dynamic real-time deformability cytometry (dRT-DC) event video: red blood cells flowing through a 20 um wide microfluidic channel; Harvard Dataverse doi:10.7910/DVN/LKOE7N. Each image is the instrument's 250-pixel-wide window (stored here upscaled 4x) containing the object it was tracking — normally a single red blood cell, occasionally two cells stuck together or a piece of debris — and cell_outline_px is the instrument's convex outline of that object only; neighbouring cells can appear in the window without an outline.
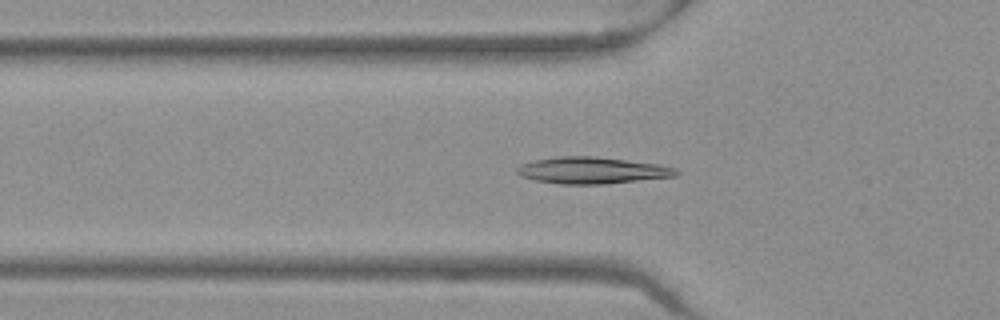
{"species": "Egyptian fruit bat (a non-hibernating species)", "species_latin": "Rousettus aegyptiacus", "temperature_condition": "warm", "stored_images_in_passage": 45, "camera_frame_rate_fps": 3000, "um_per_image_px": 0.085, "frame": {"image": 1, "passage_image": 11, "time_ms": 3.333, "image_size_px": [1000, 320], "cell_outline_px": [[680, 172], [676, 176], [604, 184], [560, 184], [536, 180], [520, 176], [516, 172], [516, 168], [520, 164], [532, 160], [556, 156], [596, 156], [656, 164], [676, 168]], "centroid_in_image_um": [50.28, 14.48], "position_along_channel_um": 75.5, "area_um2": 24.74}}
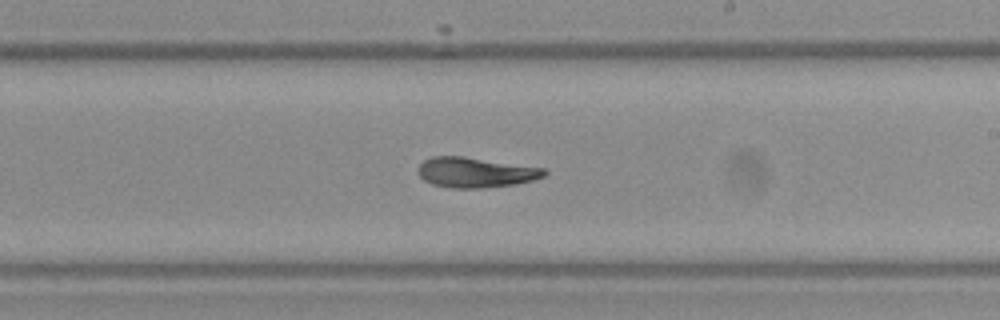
{"frame": {"image": 2, "passage_image": 24, "time_ms": 7.667, "image_size_px": [1000, 320], "cell_outline_px": [[548, 172], [544, 176], [532, 180], [512, 184], [480, 188], [452, 188], [432, 184], [424, 180], [416, 172], [416, 168], [424, 160], [432, 156], [464, 156], [544, 168]], "centroid_in_image_um": [40.36, 14.64], "position_along_channel_um": 248.6, "area_um2": 22.14}}
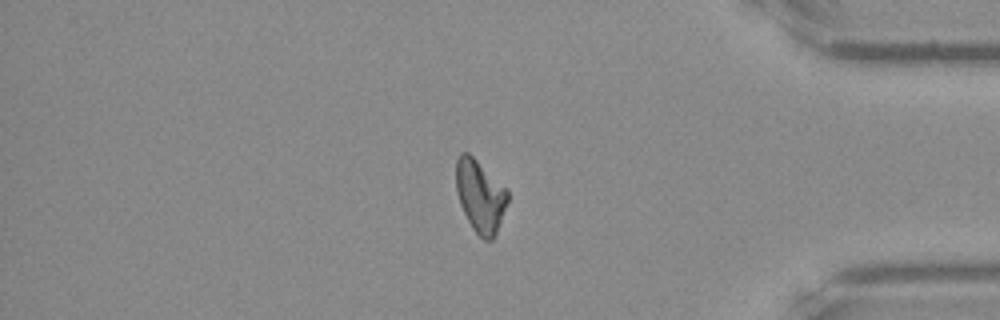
{"frame": {"image": 3, "passage_image": 37, "time_ms": 12.0, "image_size_px": [1000, 320], "cell_outline_px": [[508, 200], [496, 236], [492, 240], [484, 240], [472, 228], [460, 204], [456, 192], [456, 160], [460, 152], [468, 152], [508, 188]], "centroid_in_image_um": [40.83, 16.65], "position_along_channel_um": 394.4, "area_um2": 21.96}, "authors_computed_cell_mechanics": {"area_um2": 22.3108, "velocity_mm_per_s": 3.9729, "shape_relaxation_time_tau1_ms": null, "shape_relaxation_time_tau2_ms": 5.474, "deformation_change_tau1": null, "deformation_change_tau2": 0.0916}}